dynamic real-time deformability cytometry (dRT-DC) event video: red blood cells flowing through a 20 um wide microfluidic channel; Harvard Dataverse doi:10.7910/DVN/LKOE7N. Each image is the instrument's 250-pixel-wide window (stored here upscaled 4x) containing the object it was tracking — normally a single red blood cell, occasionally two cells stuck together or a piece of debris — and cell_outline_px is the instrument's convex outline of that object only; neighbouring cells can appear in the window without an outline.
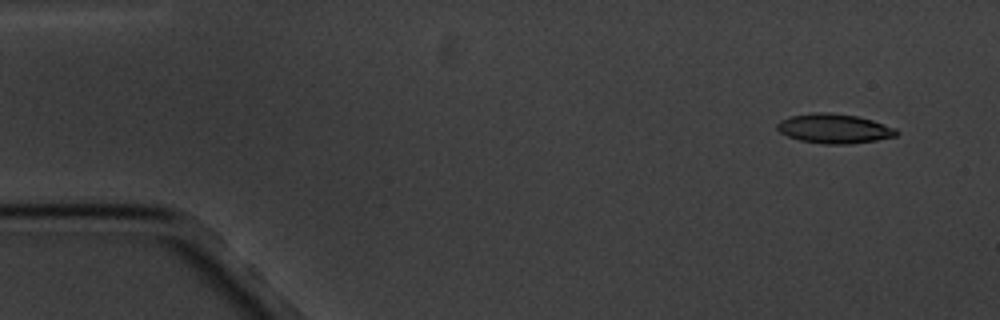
{"species": "common noctule bat (a hibernating species)", "species_latin": "Nyctalus noctula", "temperature_condition": "cold", "stored_images_in_passage": 10, "camera_frame_rate_fps": 3000, "um_per_image_px": 0.085, "animal": {"sex": "male", "body_mass_g": 20.1, "forearm_length_mm": 53.5}, "frame": {"image": 1, "passage_image": 1, "time_ms": 0.0, "image_size_px": [1000, 320], "cell_outline_px": [[900, 132], [896, 136], [876, 140], [848, 144], [824, 144], [800, 140], [788, 136], [780, 132], [776, 128], [776, 124], [780, 120], [792, 116], [812, 112], [828, 112], [856, 116], [872, 120], [896, 128]], "centroid_in_image_um": [70.91, 10.93], "position_along_channel_um": 14.1, "area_um2": 20.46}}
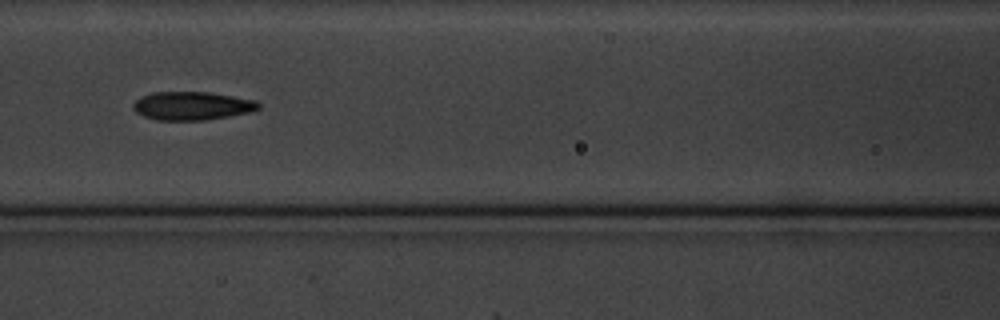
{"frame": {"image": 2, "passage_image": 7, "time_ms": 7.0, "image_size_px": [1000, 320], "cell_outline_px": [[260, 108], [252, 112], [204, 120], [156, 120], [144, 116], [136, 112], [132, 108], [132, 104], [140, 96], [152, 92], [208, 92], [256, 100], [260, 104]], "centroid_in_image_um": [16.31, 8.99], "position_along_channel_um": 150.3, "area_um2": 20.81}}
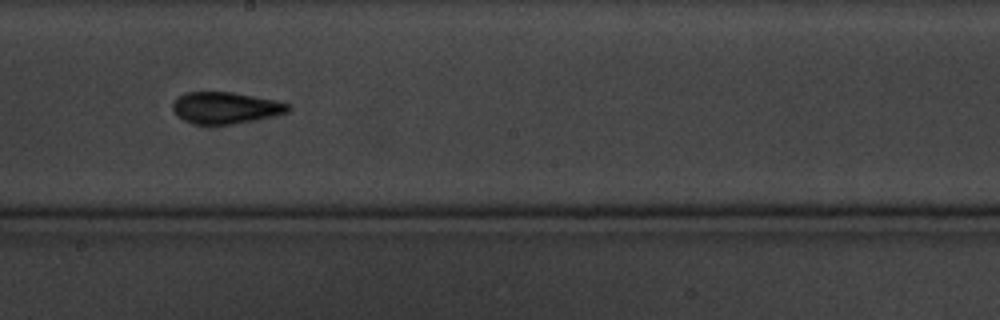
{"frame": {"image": 3, "passage_image": 9, "time_ms": 9.333, "image_size_px": [1000, 320], "cell_outline_px": [[292, 108], [288, 112], [256, 120], [232, 124], [196, 124], [184, 120], [176, 116], [172, 108], [172, 104], [184, 92], [232, 92], [276, 100], [292, 104]], "centroid_in_image_um": [19.2, 9.16], "position_along_channel_um": 229.0, "area_um2": 21.33}}